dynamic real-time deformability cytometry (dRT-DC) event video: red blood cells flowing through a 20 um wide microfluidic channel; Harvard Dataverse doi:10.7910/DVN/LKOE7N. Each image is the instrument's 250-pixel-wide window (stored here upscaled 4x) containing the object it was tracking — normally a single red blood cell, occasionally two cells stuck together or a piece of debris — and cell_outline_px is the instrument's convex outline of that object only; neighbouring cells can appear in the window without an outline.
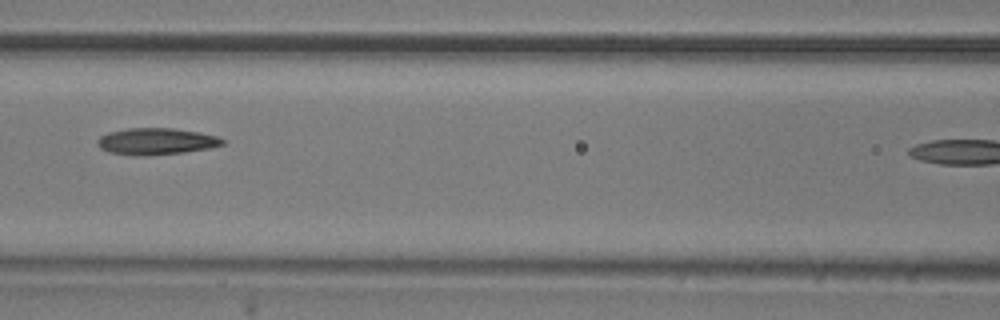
{"species": "common noctule bat (a hibernating species)", "species_latin": "Nyctalus noctula", "temperature_condition": "room temperature", "stored_images_in_passage": 7, "camera_frame_rate_fps": 3000, "um_per_image_px": 0.085, "animal": {"sex": "male", "body_mass_g": 20.5, "forearm_length_mm": 52.5}, "frame": {"image": 1, "passage_image": 4, "time_ms": 1.0, "image_size_px": [1000, 320], "cell_outline_px": [[224, 144], [208, 148], [184, 152], [148, 156], [132, 156], [108, 152], [100, 148], [96, 144], [96, 140], [100, 136], [108, 132], [128, 128], [172, 128], [200, 132], [216, 136], [224, 140]], "centroid_in_image_um": [13.22, 12.02], "position_along_channel_um": 153.4, "area_um2": 19.59}}
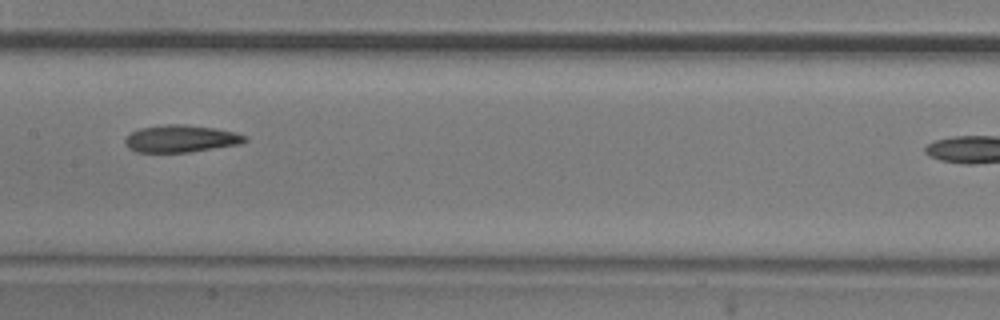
{"frame": {"image": 2, "passage_image": 5, "time_ms": 1.333, "image_size_px": [1000, 320], "cell_outline_px": [[248, 140], [240, 144], [188, 152], [136, 152], [128, 148], [124, 144], [124, 140], [132, 132], [140, 128], [160, 124], [184, 124], [212, 128], [236, 132], [248, 136]], "centroid_in_image_um": [15.37, 11.78], "position_along_channel_um": 192.0, "area_um2": 19.07}}
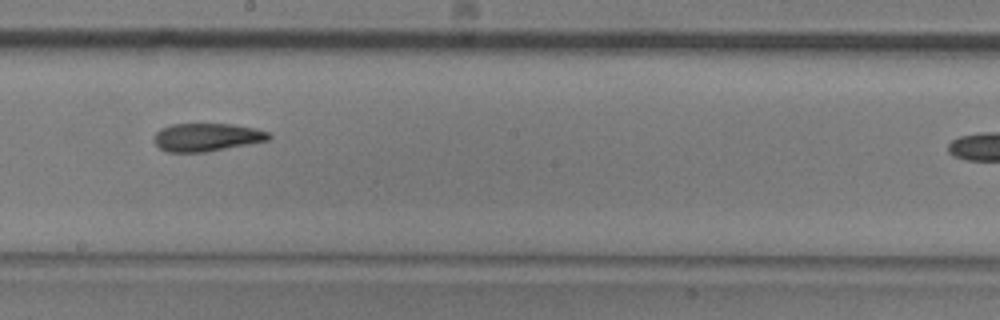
{"frame": {"image": 3, "passage_image": 6, "time_ms": 1.667, "image_size_px": [1000, 320], "cell_outline_px": [[272, 136], [268, 140], [204, 152], [168, 152], [160, 148], [152, 140], [156, 132], [160, 128], [172, 124], [232, 124], [256, 128], [268, 132]], "centroid_in_image_um": [17.54, 11.65], "position_along_channel_um": 230.7, "area_um2": 18.67}}